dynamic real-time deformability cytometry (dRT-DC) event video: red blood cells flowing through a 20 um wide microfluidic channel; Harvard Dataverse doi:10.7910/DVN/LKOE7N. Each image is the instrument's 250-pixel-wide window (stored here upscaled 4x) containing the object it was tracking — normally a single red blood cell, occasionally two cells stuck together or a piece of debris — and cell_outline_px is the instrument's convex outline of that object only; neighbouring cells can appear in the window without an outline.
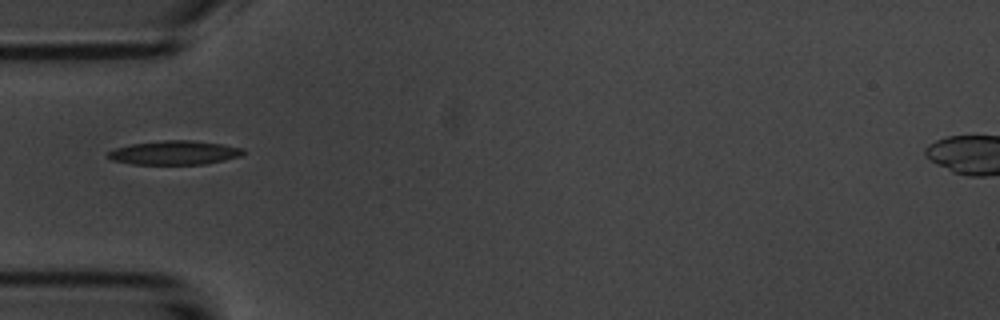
{"species": "common noctule bat (a hibernating species)", "species_latin": "Nyctalus noctula", "temperature_condition": "room temperature", "stored_images_in_passage": 33, "camera_frame_rate_fps": 3000, "um_per_image_px": 0.085, "animal": {"sex": "male", "body_mass_g": 20.1, "forearm_length_mm": 53.5}, "frame": {"image": 1, "passage_image": 1, "time_ms": 0.0, "image_size_px": [1000, 320], "cell_outline_px": [[244, 152], [240, 156], [224, 160], [204, 164], [132, 164], [112, 160], [108, 156], [108, 152], [116, 148], [132, 144], [160, 140], [192, 140], [224, 144], [244, 148]], "centroid_in_image_um": [14.86, 12.97], "position_along_channel_um": 70.1, "area_um2": 18.84}}
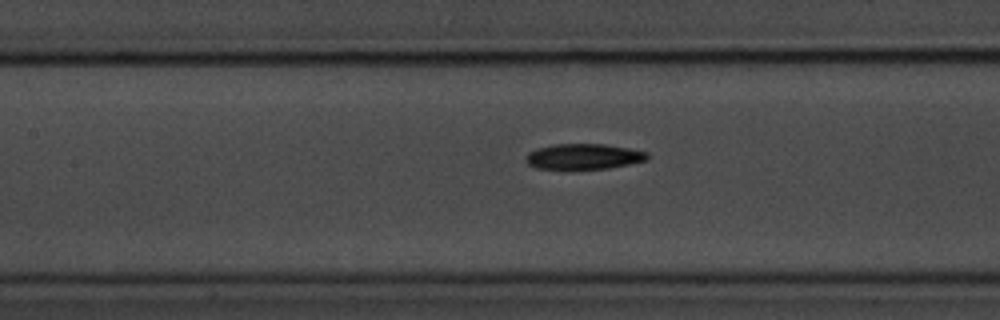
{"frame": {"image": 2, "passage_image": 8, "time_ms": 2.333, "image_size_px": [1000, 320], "cell_outline_px": [[648, 160], [608, 168], [564, 172], [536, 168], [528, 164], [524, 160], [528, 152], [536, 148], [552, 144], [604, 144], [628, 148], [648, 152]], "centroid_in_image_um": [49.52, 13.35], "position_along_channel_um": 157.9, "area_um2": 18.96}}
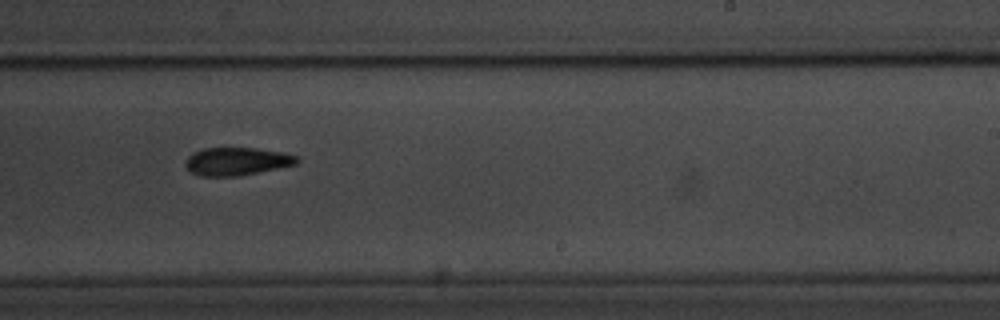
{"frame": {"image": 3, "passage_image": 17, "time_ms": 5.333, "image_size_px": [1000, 320], "cell_outline_px": [[300, 160], [296, 164], [240, 176], [200, 176], [192, 172], [184, 164], [188, 156], [192, 152], [204, 148], [256, 148], [284, 152], [296, 156]], "centroid_in_image_um": [20.12, 13.71], "position_along_channel_um": 268.9, "area_um2": 18.15}, "authors_computed_cell_mechanics": {"area_um2": 18.1492, "velocity_mm_per_s": 3.7079, "shape_relaxation_time_tau1_ms": 2.5721, "shape_relaxation_time_tau2_ms": 8.0179, "deformation_change_tau1": 0.1136, "deformation_change_tau2": 0.1631}}